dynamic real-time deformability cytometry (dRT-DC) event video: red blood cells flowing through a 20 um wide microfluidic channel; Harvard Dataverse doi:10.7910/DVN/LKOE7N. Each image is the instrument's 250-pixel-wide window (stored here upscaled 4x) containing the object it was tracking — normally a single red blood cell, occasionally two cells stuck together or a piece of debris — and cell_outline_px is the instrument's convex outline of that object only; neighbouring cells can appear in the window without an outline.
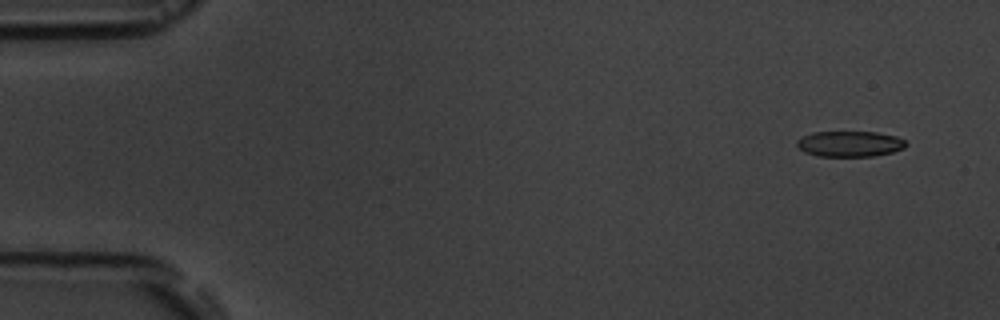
{"species": "common noctule bat (a hibernating species)", "species_latin": "Nyctalus noctula", "temperature_condition": "room temperature", "stored_images_in_passage": 5, "camera_frame_rate_fps": 3000, "um_per_image_px": 0.085, "animal": {"sex": "male", "body_mass_g": 19.5, "forearm_length_mm": 54.6}, "frame": {"image": 1, "passage_image": 1, "time_ms": 0.0, "image_size_px": [1000, 320], "cell_outline_px": [[908, 144], [904, 148], [892, 152], [872, 156], [816, 156], [804, 152], [796, 144], [796, 140], [812, 132], [876, 132], [896, 136], [904, 140]], "centroid_in_image_um": [72.23, 12.23], "position_along_channel_um": 12.8, "area_um2": 16.3}}
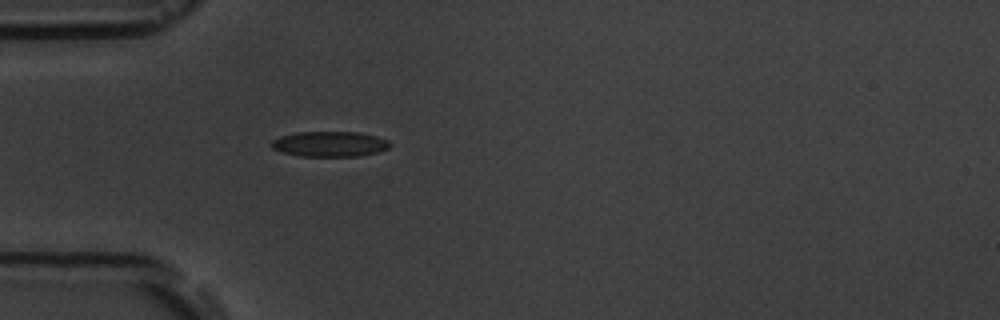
{"frame": {"image": 2, "passage_image": 5, "time_ms": 4.333, "image_size_px": [1000, 320], "cell_outline_px": [[392, 144], [388, 148], [376, 152], [360, 156], [300, 156], [280, 152], [272, 148], [272, 140], [280, 136], [296, 132], [360, 132], [376, 136], [388, 140]], "centroid_in_image_um": [28.02, 12.24], "position_along_channel_um": 57.0, "area_um2": 17.51}}